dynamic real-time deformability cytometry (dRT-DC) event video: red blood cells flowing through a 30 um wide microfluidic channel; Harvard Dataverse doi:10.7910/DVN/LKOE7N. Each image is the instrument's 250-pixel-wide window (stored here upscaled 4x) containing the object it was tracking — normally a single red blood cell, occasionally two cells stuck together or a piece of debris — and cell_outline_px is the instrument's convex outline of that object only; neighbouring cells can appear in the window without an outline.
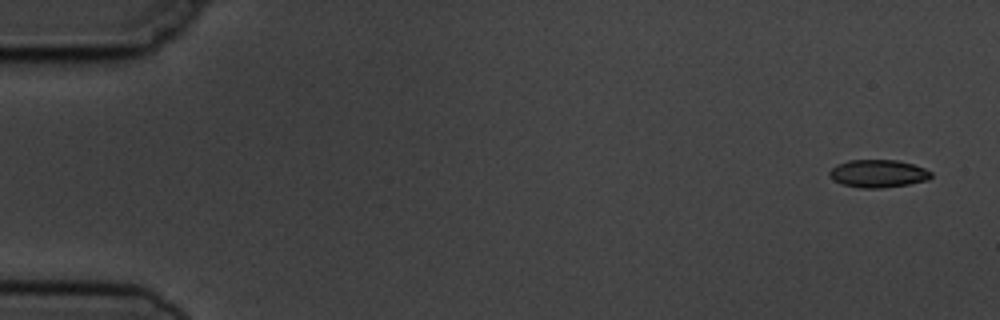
{"species": "common noctule bat (a hibernating species)", "species_latin": "Nyctalus noctula", "temperature_condition": "cold", "stored_images_in_passage": 5, "camera_frame_rate_fps": 3000, "um_per_image_px": 0.085, "animal": {"sex": "male", "body_mass_g": 19.5, "forearm_length_mm": 54.6}, "frame": {"image": 1, "passage_image": 1, "time_ms": 0.0, "image_size_px": [1000, 320], "cell_outline_px": [[932, 176], [928, 180], [908, 184], [884, 188], [860, 188], [840, 184], [832, 180], [828, 176], [828, 172], [836, 164], [848, 160], [896, 160], [912, 164], [924, 168], [932, 172]], "centroid_in_image_um": [74.59, 14.76], "position_along_channel_um": 10.4, "area_um2": 16.65}}
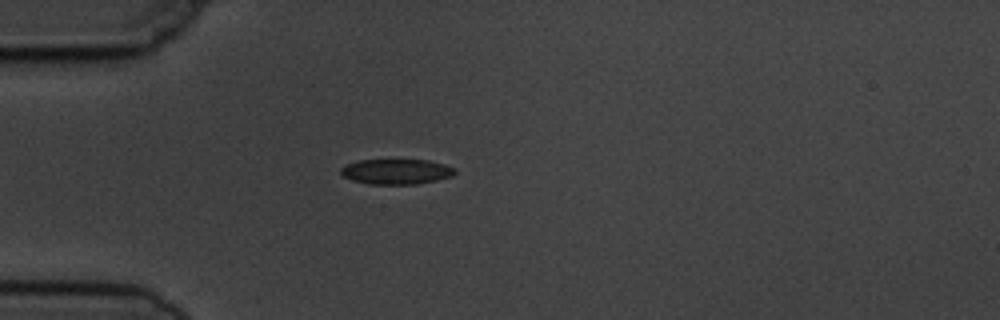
{"frame": {"image": 2, "passage_image": 4, "time_ms": 4.333, "image_size_px": [1000, 320], "cell_outline_px": [[456, 172], [452, 176], [436, 180], [416, 184], [368, 184], [352, 180], [344, 176], [340, 172], [340, 168], [344, 164], [360, 160], [428, 160], [444, 164], [456, 168]], "centroid_in_image_um": [33.68, 14.58], "position_along_channel_um": 51.3, "area_um2": 16.82}}